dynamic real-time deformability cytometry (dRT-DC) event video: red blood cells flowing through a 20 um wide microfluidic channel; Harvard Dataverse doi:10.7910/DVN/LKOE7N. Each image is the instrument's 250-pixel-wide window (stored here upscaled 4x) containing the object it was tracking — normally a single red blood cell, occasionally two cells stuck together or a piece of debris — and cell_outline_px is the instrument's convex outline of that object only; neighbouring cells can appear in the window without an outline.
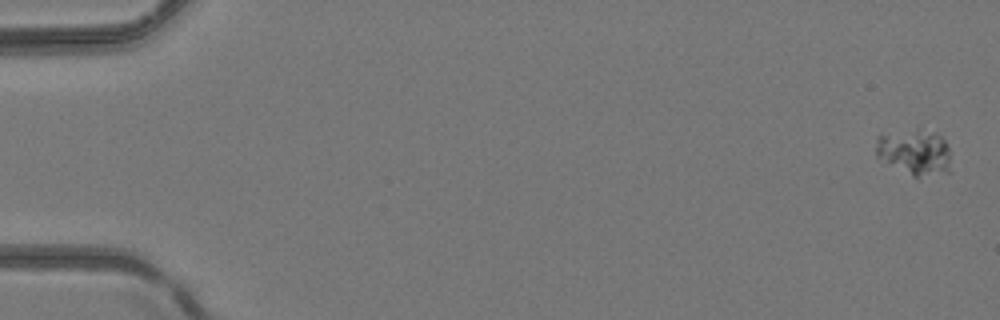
{"species": "common noctule bat (a hibernating species)", "species_latin": "Nyctalus noctula", "temperature_condition": "room temperature", "stored_images_in_passage": 4, "camera_frame_rate_fps": 3000, "um_per_image_px": 0.085, "animal": {"sex": "female", "body_mass_g": 24.6, "forearm_length_mm": 56.2}, "frame": {"image": 1, "passage_image": 1, "time_ms": 0.0, "image_size_px": [1000, 320], "cell_outline_px": [[948, 172], [916, 180], [876, 156], [876, 136], [920, 124], [936, 132], [948, 144]], "centroid_in_image_um": [77.72, 12.88], "position_along_channel_um": 7.3, "area_um2": 21.15}}